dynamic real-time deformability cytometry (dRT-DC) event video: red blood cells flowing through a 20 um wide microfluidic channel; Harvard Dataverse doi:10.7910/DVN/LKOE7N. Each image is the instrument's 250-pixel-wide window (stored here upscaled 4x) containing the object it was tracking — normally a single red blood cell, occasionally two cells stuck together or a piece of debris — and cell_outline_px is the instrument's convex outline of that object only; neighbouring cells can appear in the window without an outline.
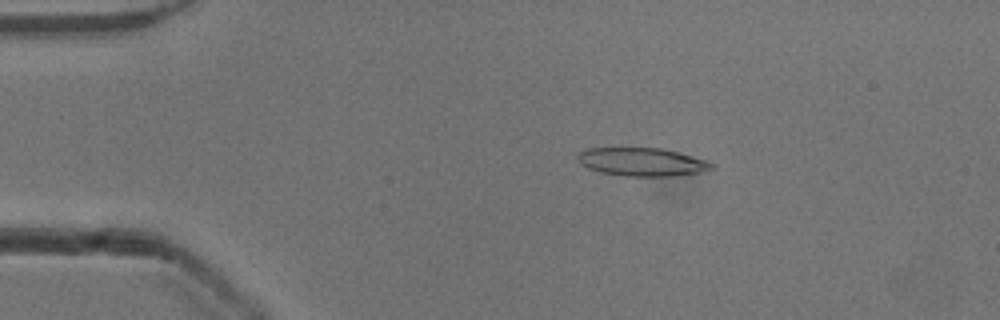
{"species": "common noctule bat (a hibernating species)", "species_latin": "Nyctalus noctula", "temperature_condition": "cold", "stored_images_in_passage": 51, "camera_frame_rate_fps": 3000, "um_per_image_px": 0.085, "animal": {"sex": "male", "body_mass_g": 13.3}, "frame": {"image": 1, "passage_image": 9, "time_ms": 2.667, "image_size_px": [1000, 320], "cell_outline_px": [[716, 168], [696, 172], [672, 176], [624, 176], [600, 172], [588, 168], [580, 164], [576, 156], [580, 152], [588, 148], [660, 148], [708, 160], [716, 164]], "centroid_in_image_um": [54.56, 13.76], "position_along_channel_um": 30.4, "area_um2": 22.02}}
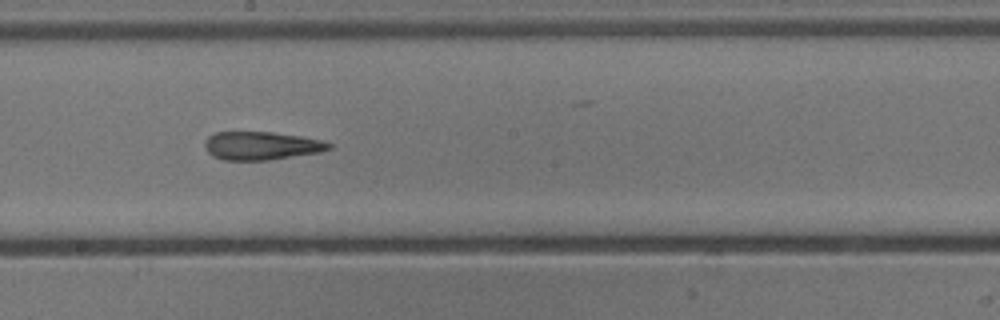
{"frame": {"image": 2, "passage_image": 28, "time_ms": 9.0, "image_size_px": [1000, 320], "cell_outline_px": [[332, 148], [320, 152], [268, 160], [224, 160], [212, 156], [208, 152], [204, 144], [204, 140], [208, 136], [216, 132], [272, 132], [300, 136], [324, 140], [332, 144]], "centroid_in_image_um": [22.22, 12.38], "position_along_channel_um": 226.0, "area_um2": 20.52}}
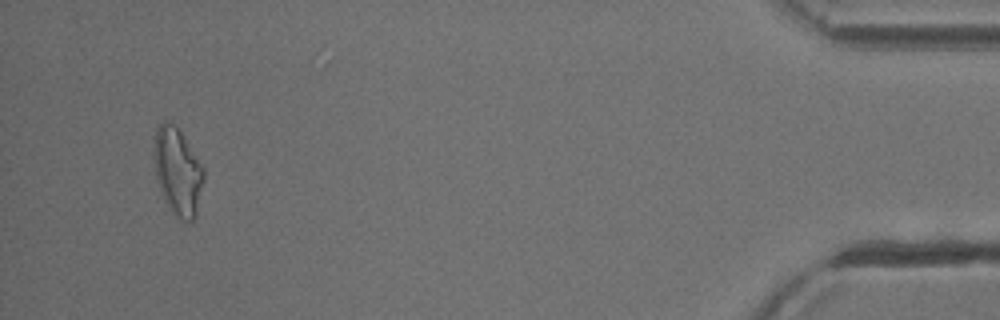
{"frame": {"image": 3, "passage_image": 49, "time_ms": 16.0, "image_size_px": [1000, 320], "cell_outline_px": [[204, 180], [196, 216], [192, 220], [180, 220], [172, 212], [164, 200], [156, 180], [152, 156], [152, 148], [156, 128], [164, 120], [172, 124], [180, 132], [204, 168]], "centroid_in_image_um": [15.07, 14.59], "position_along_channel_um": 420.1, "area_um2": 25.43}, "authors_computed_cell_mechanics": {"area_um2": 21.675, "velocity_mm_per_s": 3.9099, "shape_relaxation_time_tau1_ms": 9.5322, "shape_relaxation_time_tau2_ms": 3.3012, "deformation_change_tau1": 0.2378, "deformation_change_tau2": 0.1475}}